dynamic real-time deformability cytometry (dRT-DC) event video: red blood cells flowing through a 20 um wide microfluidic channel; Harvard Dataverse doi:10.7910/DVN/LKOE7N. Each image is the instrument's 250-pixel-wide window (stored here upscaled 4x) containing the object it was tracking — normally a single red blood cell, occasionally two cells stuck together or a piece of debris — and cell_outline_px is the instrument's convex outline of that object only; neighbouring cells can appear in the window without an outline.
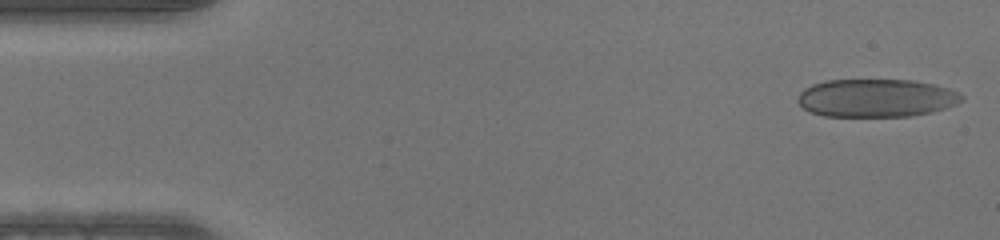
{"species": "human", "species_latin": "Homo sapiens", "temperature_condition": "warm", "stored_images_in_passage": 49, "camera_frame_rate_fps": 3000, "um_per_image_px": 0.085, "donor": {"sex": "male"}, "frame": {"image": 1, "passage_image": 1, "time_ms": 0.0, "image_size_px": [1000, 240], "cell_outline_px": [[964, 100], [956, 104], [932, 112], [912, 116], [824, 116], [808, 112], [796, 100], [800, 92], [804, 88], [812, 84], [828, 80], [912, 80], [932, 84], [948, 88], [960, 92], [964, 96]], "centroid_in_image_um": [74.48, 8.33], "position_along_channel_um": 10.5, "area_um2": 36.53}}
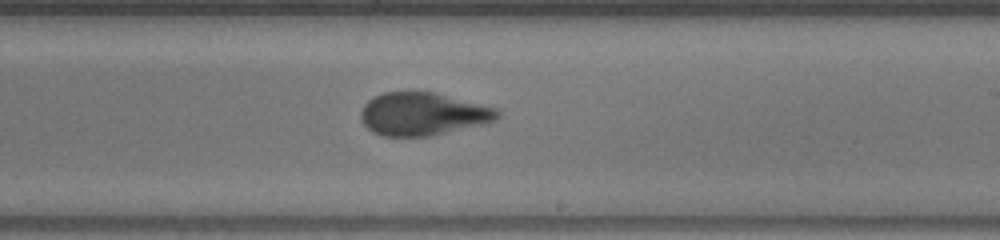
{"frame": {"image": 2, "passage_image": 28, "time_ms": 9.0, "image_size_px": [1000, 240], "cell_outline_px": [[500, 116], [496, 120], [432, 136], [380, 136], [372, 132], [360, 120], [360, 112], [364, 104], [368, 100], [384, 92], [436, 92], [496, 108], [500, 112]], "centroid_in_image_um": [35.91, 9.69], "position_along_channel_um": 253.1, "area_um2": 34.1}}
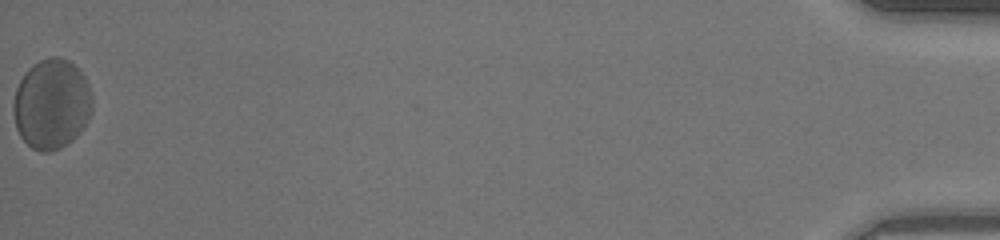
{"frame": {"image": 3, "passage_image": 49, "time_ms": 16.0, "image_size_px": [1000, 240], "cell_outline_px": [[92, 112], [88, 120], [76, 136], [68, 144], [52, 152], [40, 152], [32, 148], [20, 136], [16, 128], [12, 112], [12, 104], [16, 88], [20, 80], [28, 68], [40, 60], [52, 56], [56, 56], [68, 60], [84, 76], [88, 84], [92, 96]], "centroid_in_image_um": [4.37, 8.86], "position_along_channel_um": 430.8, "area_um2": 41.62}}